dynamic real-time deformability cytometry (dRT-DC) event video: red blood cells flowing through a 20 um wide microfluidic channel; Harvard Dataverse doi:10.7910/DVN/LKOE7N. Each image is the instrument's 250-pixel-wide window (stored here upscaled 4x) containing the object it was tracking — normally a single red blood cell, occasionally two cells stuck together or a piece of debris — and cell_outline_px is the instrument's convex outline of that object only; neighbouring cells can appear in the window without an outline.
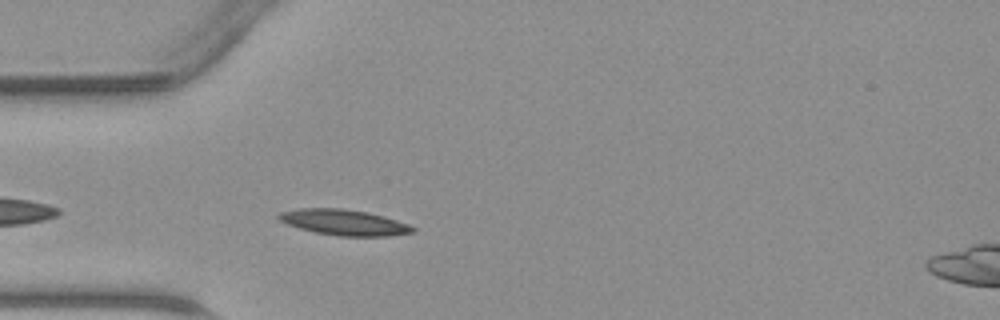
{"species": "common noctule bat (a hibernating species)", "species_latin": "Nyctalus noctula", "temperature_condition": "warm", "stored_images_in_passage": 36, "camera_frame_rate_fps": 3000, "um_per_image_px": 0.085, "animal": {"sex": "male", "body_mass_g": 23.1, "forearm_length_mm": 52.7}, "frame": {"image": 1, "passage_image": 3, "time_ms": 0.667, "image_size_px": [1000, 320], "cell_outline_px": [[416, 232], [388, 236], [340, 236], [316, 232], [300, 228], [288, 224], [280, 220], [276, 216], [280, 212], [300, 208], [340, 208], [368, 212], [384, 216], [408, 224], [416, 228]], "centroid_in_image_um": [29.27, 18.9], "position_along_channel_um": 55.7, "area_um2": 20.0}}
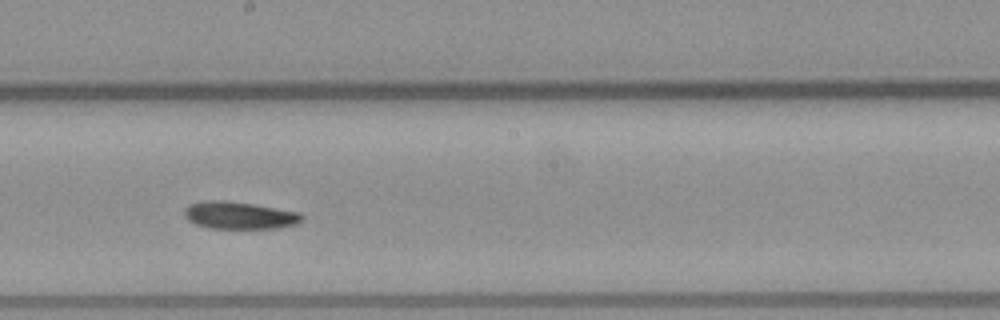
{"frame": {"image": 2, "passage_image": 15, "time_ms": 4.667, "image_size_px": [1000, 320], "cell_outline_px": [[304, 216], [296, 224], [280, 228], [208, 228], [196, 224], [188, 220], [184, 216], [184, 208], [188, 204], [200, 200], [224, 200], [252, 204], [300, 212]], "centroid_in_image_um": [20.3, 18.29], "position_along_channel_um": 227.9, "area_um2": 18.84}}
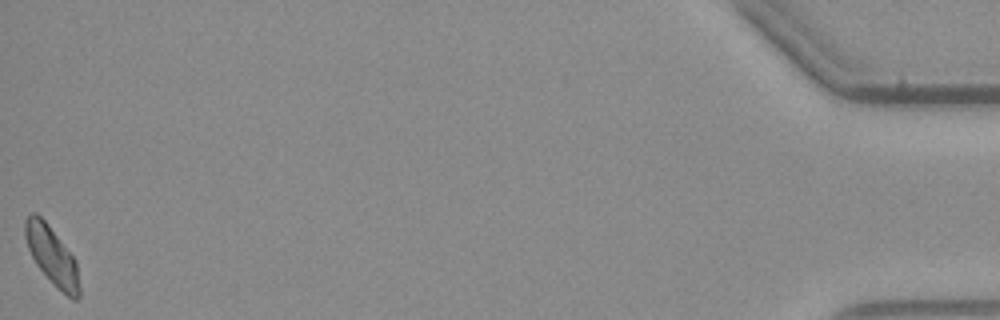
{"frame": {"image": 3, "passage_image": 36, "time_ms": 11.667, "image_size_px": [1000, 320], "cell_outline_px": [[80, 296], [76, 300], [72, 300], [36, 264], [28, 248], [24, 236], [24, 220], [32, 212], [36, 212], [48, 224], [76, 260], [80, 288]], "centroid_in_image_um": [4.41, 21.69], "position_along_channel_um": 430.8, "area_um2": 18.03}}